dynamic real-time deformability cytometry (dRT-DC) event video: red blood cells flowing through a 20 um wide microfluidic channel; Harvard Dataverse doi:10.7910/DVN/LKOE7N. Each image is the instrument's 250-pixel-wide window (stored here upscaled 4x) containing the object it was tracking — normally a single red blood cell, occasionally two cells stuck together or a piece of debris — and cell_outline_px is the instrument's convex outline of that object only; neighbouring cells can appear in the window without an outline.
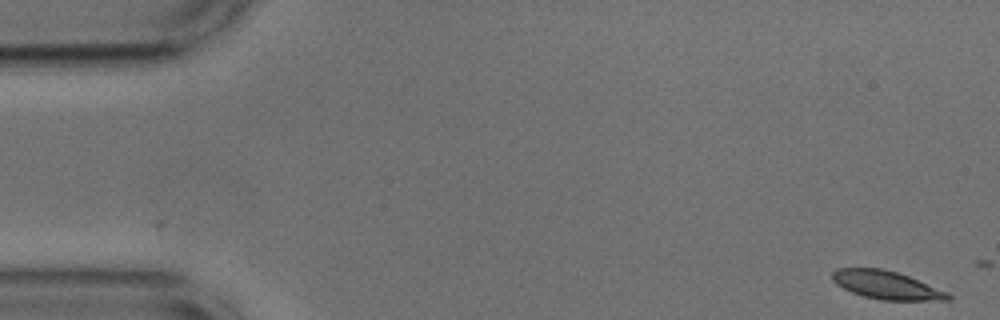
{"species": "common noctule bat (a hibernating species)", "species_latin": "Nyctalus noctula", "temperature_condition": "cold", "stored_images_in_passage": 4, "camera_frame_rate_fps": 3000, "um_per_image_px": 0.085, "animal": {"sex": "male", "body_mass_g": 17.9, "forearm_length_mm": 54.2}, "frame": {"image": 1, "passage_image": 1, "time_ms": 0.0, "image_size_px": [1000, 320], "cell_outline_px": [[952, 296], [948, 300], [880, 300], [864, 296], [852, 292], [836, 284], [832, 280], [832, 272], [836, 268], [880, 268], [896, 272], [908, 276], [948, 292]], "centroid_in_image_um": [75.33, 24.23], "position_along_channel_um": 9.7, "area_um2": 18.84}}